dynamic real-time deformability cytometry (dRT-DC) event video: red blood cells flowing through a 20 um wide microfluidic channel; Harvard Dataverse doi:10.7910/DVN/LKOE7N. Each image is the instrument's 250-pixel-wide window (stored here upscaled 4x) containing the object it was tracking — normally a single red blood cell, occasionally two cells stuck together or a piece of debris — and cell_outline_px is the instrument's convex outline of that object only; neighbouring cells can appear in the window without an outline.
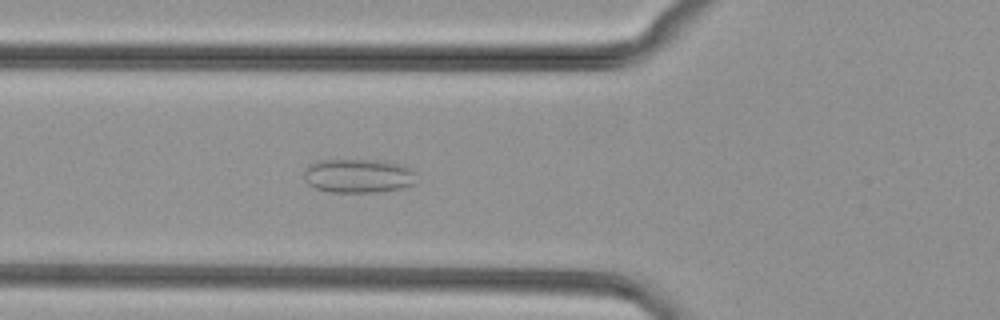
{"species": "common noctule bat (a hibernating species)", "species_latin": "Nyctalus noctula", "temperature_condition": "cold", "stored_images_in_passage": 48, "camera_frame_rate_fps": 3000, "um_per_image_px": 0.085, "animal": {"sex": "female", "body_mass_g": 29.2, "forearm_length_mm": 56.3}, "frame": {"image": 1, "passage_image": 18, "time_ms": 5.667, "image_size_px": [1000, 320], "cell_outline_px": [[420, 180], [416, 184], [400, 188], [380, 192], [328, 192], [316, 188], [308, 184], [304, 180], [304, 168], [308, 164], [316, 160], [388, 160], [400, 164], [416, 172]], "centroid_in_image_um": [30.48, 14.94], "position_along_channel_um": 95.3, "area_um2": 22.89}}
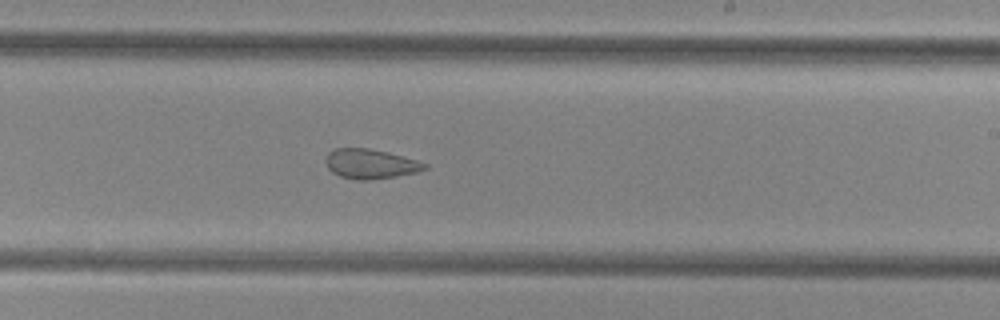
{"frame": {"image": 2, "passage_image": 30, "time_ms": 9.667, "image_size_px": [1000, 320], "cell_outline_px": [[428, 168], [416, 172], [396, 176], [372, 180], [356, 180], [340, 176], [332, 172], [328, 168], [324, 160], [328, 152], [336, 148], [368, 148], [388, 152], [416, 160], [428, 164]], "centroid_in_image_um": [31.46, 13.93], "position_along_channel_um": 257.5, "area_um2": 17.17}}
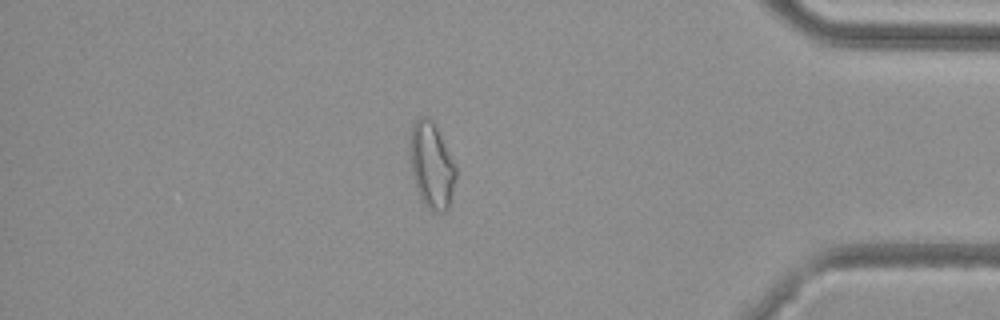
{"frame": {"image": 3, "passage_image": 43, "time_ms": 14.0, "image_size_px": [1000, 320], "cell_outline_px": [[456, 176], [448, 208], [444, 212], [432, 212], [424, 204], [420, 196], [412, 176], [408, 148], [412, 124], [420, 116], [428, 116], [432, 120], [456, 168]], "centroid_in_image_um": [36.64, 14.05], "position_along_channel_um": 398.6, "area_um2": 22.83}}